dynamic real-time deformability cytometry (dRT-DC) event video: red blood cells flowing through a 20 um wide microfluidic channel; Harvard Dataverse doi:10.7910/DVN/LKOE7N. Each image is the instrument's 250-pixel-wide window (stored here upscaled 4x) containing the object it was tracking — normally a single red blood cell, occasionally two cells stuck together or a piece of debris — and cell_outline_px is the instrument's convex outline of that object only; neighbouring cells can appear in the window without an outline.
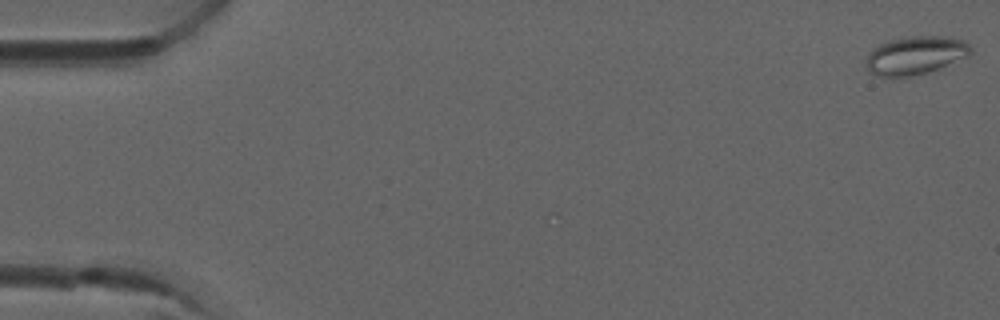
{"species": "common noctule bat (a hibernating species)", "species_latin": "Nyctalus noctula", "temperature_condition": "room temperature", "stored_images_in_passage": 5, "camera_frame_rate_fps": 3000, "um_per_image_px": 0.085, "animal": {"sex": "male", "forearm_length_mm": 52.5}, "frame": {"image": 1, "passage_image": 1, "time_ms": 0.0, "image_size_px": [1000, 320], "cell_outline_px": [[972, 52], [968, 56], [936, 68], [912, 76], [876, 76], [868, 72], [864, 60], [872, 48], [888, 40], [908, 36], [944, 36], [964, 40], [972, 48]], "centroid_in_image_um": [77.75, 4.68], "position_along_channel_um": 7.2, "area_um2": 23.24}}